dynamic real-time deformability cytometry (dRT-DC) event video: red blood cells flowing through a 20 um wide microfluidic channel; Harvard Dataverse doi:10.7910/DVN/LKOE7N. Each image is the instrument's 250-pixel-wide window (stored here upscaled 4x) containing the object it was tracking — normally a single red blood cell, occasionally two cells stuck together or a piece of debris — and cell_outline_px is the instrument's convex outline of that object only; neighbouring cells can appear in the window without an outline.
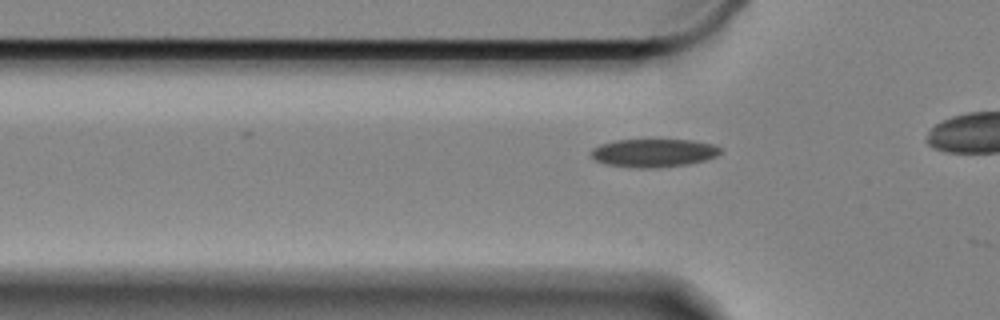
{"species": "Egyptian fruit bat (a non-hibernating species)", "species_latin": "Rousettus aegyptiacus", "temperature_condition": "cold", "stored_images_in_passage": 6, "camera_frame_rate_fps": 3000, "um_per_image_px": 0.085, "animal": {"sex": "female"}, "frame": {"image": 1, "passage_image": 5, "time_ms": 1.333, "image_size_px": [1000, 320], "cell_outline_px": [[720, 152], [716, 156], [704, 160], [688, 164], [656, 168], [636, 168], [608, 164], [596, 160], [592, 156], [592, 148], [600, 144], [612, 140], [692, 140], [716, 144], [720, 148]], "centroid_in_image_um": [55.57, 12.99], "position_along_channel_um": 70.2, "area_um2": 21.21}}